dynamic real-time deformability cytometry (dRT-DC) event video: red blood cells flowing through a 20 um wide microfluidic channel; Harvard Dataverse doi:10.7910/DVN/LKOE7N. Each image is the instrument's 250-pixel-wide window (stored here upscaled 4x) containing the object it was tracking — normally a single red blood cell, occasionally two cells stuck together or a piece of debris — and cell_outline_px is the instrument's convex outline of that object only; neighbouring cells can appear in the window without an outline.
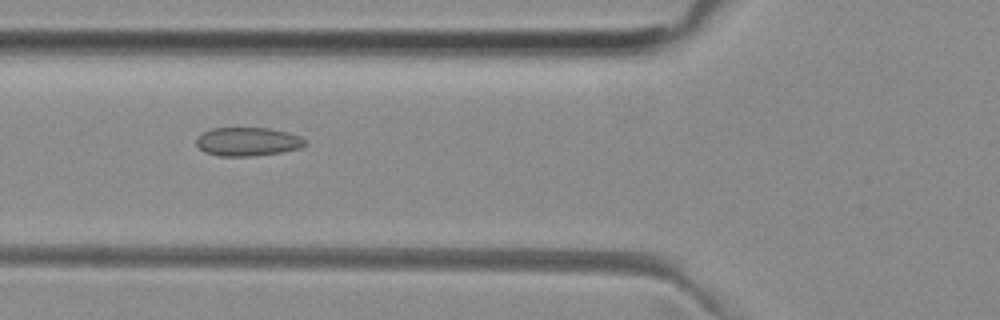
{"species": "common noctule bat (a hibernating species)", "species_latin": "Nyctalus noctula", "temperature_condition": "room temperature", "stored_images_in_passage": 15, "camera_frame_rate_fps": 3000, "um_per_image_px": 0.085, "animal": {"sex": "female", "body_mass_g": 29.2, "forearm_length_mm": 56.3}, "frame": {"image": 1, "passage_image": 13, "time_ms": 4.0, "image_size_px": [1000, 320], "cell_outline_px": [[304, 144], [300, 148], [280, 152], [252, 156], [220, 156], [204, 152], [196, 144], [196, 140], [204, 132], [212, 128], [268, 128], [288, 132], [300, 136], [304, 140]], "centroid_in_image_um": [21.04, 12.04], "position_along_channel_um": 104.8, "area_um2": 17.92}}